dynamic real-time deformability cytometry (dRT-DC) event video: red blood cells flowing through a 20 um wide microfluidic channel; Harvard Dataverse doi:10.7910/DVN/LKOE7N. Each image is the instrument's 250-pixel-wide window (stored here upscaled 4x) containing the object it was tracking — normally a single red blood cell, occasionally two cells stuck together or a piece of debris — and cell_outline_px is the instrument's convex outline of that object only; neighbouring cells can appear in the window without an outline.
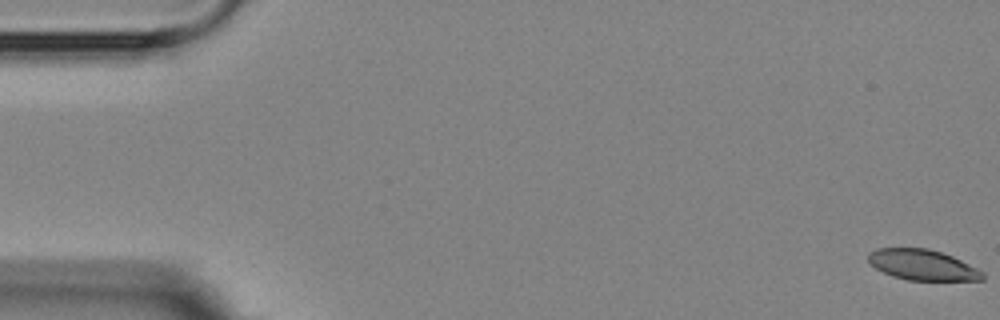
{"species": "Egyptian fruit bat (a non-hibernating species)", "species_latin": "Rousettus aegyptiacus", "temperature_condition": "room temperature", "stored_images_in_passage": 5, "camera_frame_rate_fps": 3000, "um_per_image_px": 0.085, "animal": {"sex": "female"}, "frame": {"image": 1, "passage_image": 1, "time_ms": 0.0, "image_size_px": [1000, 320], "cell_outline_px": [[984, 280], [908, 280], [892, 276], [876, 268], [868, 260], [868, 252], [876, 248], [928, 248], [952, 256], [984, 272]], "centroid_in_image_um": [78.4, 22.51], "position_along_channel_um": 6.6, "area_um2": 20.23}}
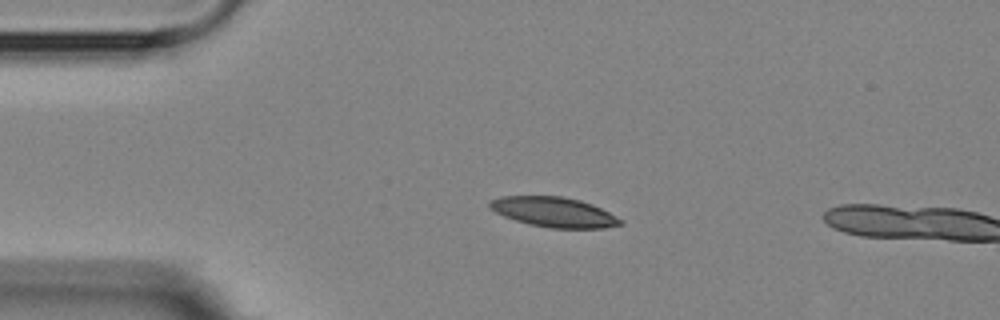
{"frame": {"image": 2, "passage_image": 4, "time_ms": 4.0, "image_size_px": [1000, 320], "cell_outline_px": [[624, 224], [604, 228], [548, 228], [528, 224], [504, 216], [488, 208], [488, 200], [504, 196], [560, 196], [580, 200], [592, 204], [624, 220]], "centroid_in_image_um": [47.08, 18.03], "position_along_channel_um": 37.9, "area_um2": 22.89}}